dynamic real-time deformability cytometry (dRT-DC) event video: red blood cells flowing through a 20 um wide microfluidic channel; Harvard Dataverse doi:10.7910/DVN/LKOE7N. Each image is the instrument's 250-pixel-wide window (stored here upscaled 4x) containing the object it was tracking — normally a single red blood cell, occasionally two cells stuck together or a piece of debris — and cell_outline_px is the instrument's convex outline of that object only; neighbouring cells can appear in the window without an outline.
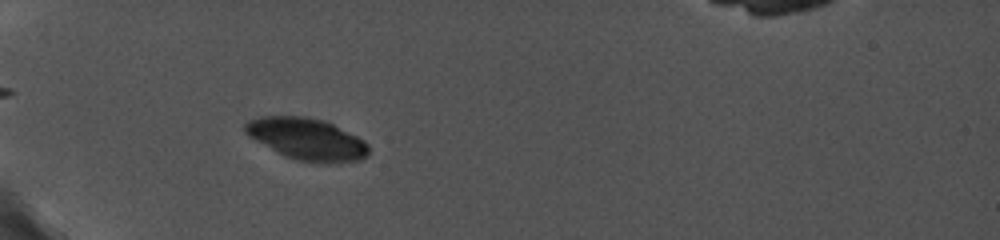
{"species": "common noctule bat (a hibernating species)", "species_latin": "Nyctalus noctula", "temperature_condition": "cold", "stored_images_in_passage": 28, "camera_frame_rate_fps": 5000, "um_per_image_px": 0.085, "animal": {"sex": "female", "body_mass_g": 19.0, "forearm_length_mm": 56.7}, "frame": {"image": 1, "passage_image": 6, "time_ms": 2.8, "image_size_px": [1000, 240], "cell_outline_px": [[368, 156], [360, 160], [296, 160], [248, 136], [244, 132], [244, 124], [248, 120], [260, 116], [304, 116], [324, 120], [364, 140], [368, 144]], "centroid_in_image_um": [26.04, 11.75], "position_along_channel_um": 59.0, "area_um2": 28.96}}
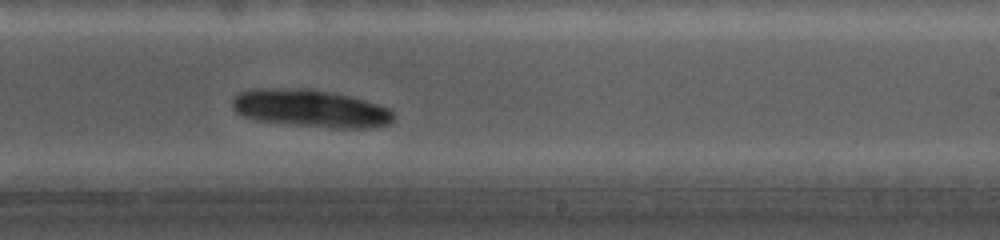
{"frame": {"image": 2, "passage_image": 18, "time_ms": 8.8, "image_size_px": [1000, 240], "cell_outline_px": [[396, 116], [388, 124], [368, 128], [336, 128], [292, 124], [252, 120], [236, 112], [232, 108], [232, 100], [240, 92], [248, 88], [308, 88], [332, 92], [364, 100], [388, 108]], "centroid_in_image_um": [26.34, 9.2], "position_along_channel_um": 262.7, "area_um2": 35.43}}
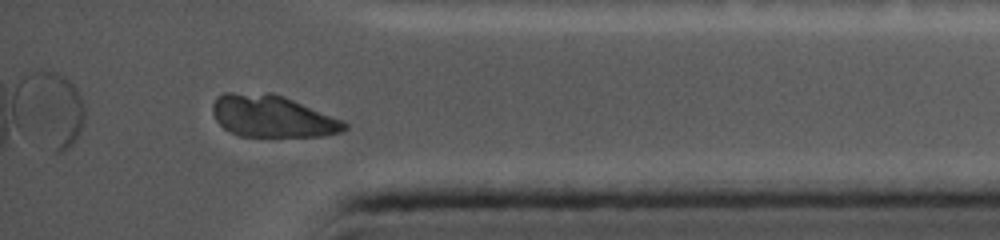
{"frame": {"image": 3, "passage_image": 26, "time_ms": 12.8, "image_size_px": [1000, 240], "cell_outline_px": [[348, 128], [340, 132], [324, 136], [240, 136], [224, 128], [216, 120], [212, 112], [212, 104], [216, 96], [224, 92], [272, 92], [284, 96], [344, 120], [348, 124]], "centroid_in_image_um": [23.14, 9.86], "position_along_channel_um": 412.1, "area_um2": 32.6}}